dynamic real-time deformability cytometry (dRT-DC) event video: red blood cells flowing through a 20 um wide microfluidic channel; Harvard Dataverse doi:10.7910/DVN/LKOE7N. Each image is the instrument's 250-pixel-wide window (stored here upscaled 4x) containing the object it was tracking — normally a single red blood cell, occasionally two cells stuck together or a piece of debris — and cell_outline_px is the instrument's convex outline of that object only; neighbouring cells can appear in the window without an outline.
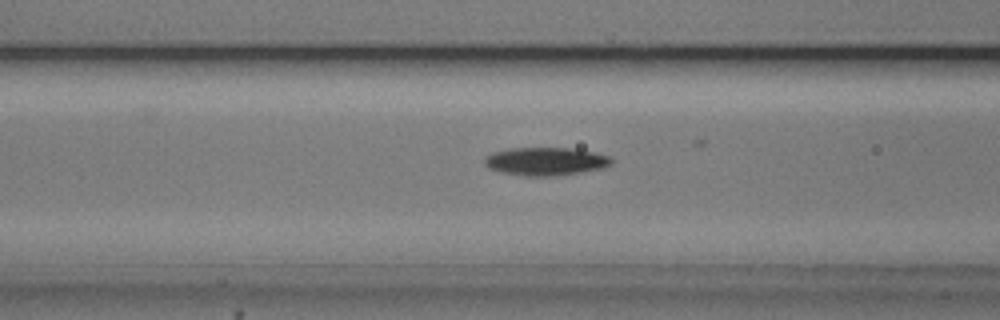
{"species": "common noctule bat (a hibernating species)", "species_latin": "Nyctalus noctula", "temperature_condition": "cold", "stored_images_in_passage": 41, "camera_frame_rate_fps": 3000, "um_per_image_px": 0.085, "animal": {"sex": "male", "body_mass_g": 20.5, "forearm_length_mm": 52.5}, "frame": {"image": 1, "passage_image": 21, "time_ms": 6.667, "image_size_px": [1000, 320], "cell_outline_px": [[612, 164], [604, 168], [556, 176], [524, 176], [500, 172], [488, 168], [484, 164], [484, 156], [492, 152], [508, 148], [572, 148], [596, 152], [612, 156]], "centroid_in_image_um": [46.38, 13.71], "position_along_channel_um": 120.2, "area_um2": 21.15}}
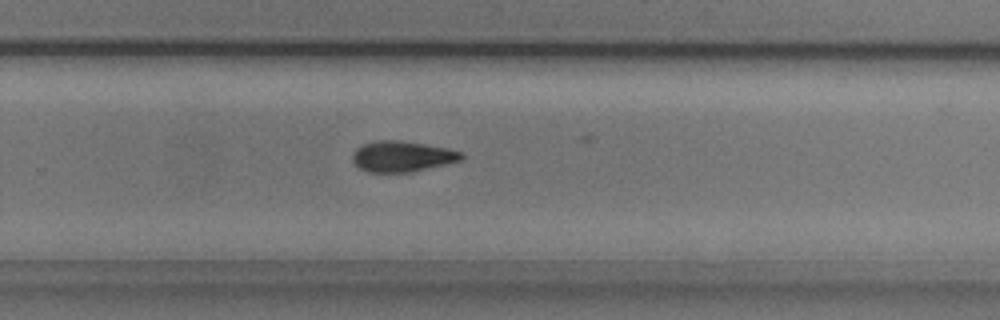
{"frame": {"image": 2, "passage_image": 35, "time_ms": 11.333, "image_size_px": [1000, 320], "cell_outline_px": [[464, 156], [460, 160], [408, 172], [368, 172], [360, 168], [352, 160], [352, 152], [356, 148], [364, 144], [376, 140], [396, 140], [424, 144], [448, 148], [460, 152]], "centroid_in_image_um": [34.12, 13.28], "position_along_channel_um": 295.7, "area_um2": 19.13}}
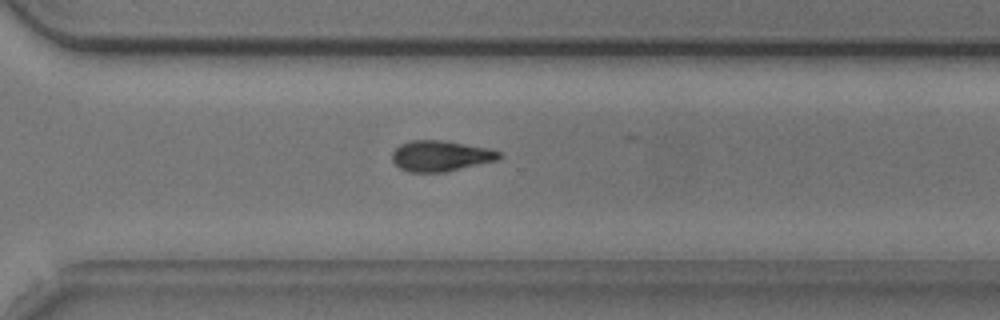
{"frame": {"image": 3, "passage_image": 38, "time_ms": 12.333, "image_size_px": [1000, 320], "cell_outline_px": [[500, 156], [496, 160], [444, 172], [408, 172], [400, 168], [392, 160], [392, 152], [400, 144], [408, 140], [444, 140], [488, 148], [500, 152]], "centroid_in_image_um": [37.4, 13.24], "position_along_channel_um": 333.2, "area_um2": 19.02}}